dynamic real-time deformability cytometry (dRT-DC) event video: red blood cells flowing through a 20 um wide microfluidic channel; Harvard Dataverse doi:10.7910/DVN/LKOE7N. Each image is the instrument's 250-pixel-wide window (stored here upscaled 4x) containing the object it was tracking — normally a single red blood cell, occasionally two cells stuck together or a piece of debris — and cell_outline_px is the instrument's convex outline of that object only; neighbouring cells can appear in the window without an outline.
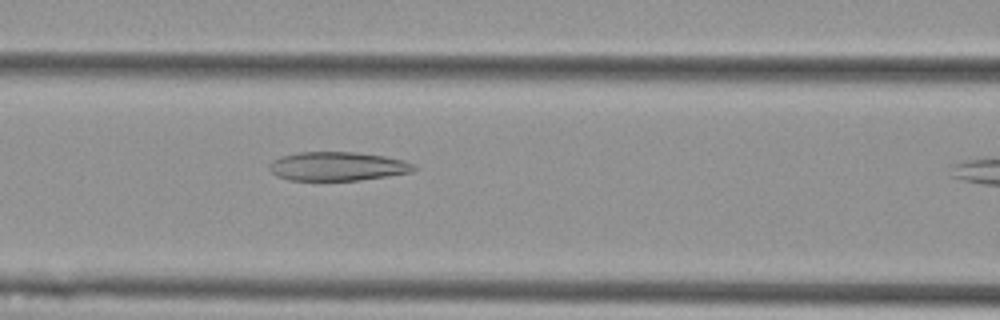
{"species": "Egyptian fruit bat (a non-hibernating species)", "species_latin": "Rousettus aegyptiacus", "temperature_condition": "cold", "stored_images_in_passage": 7, "camera_frame_rate_fps": 3000, "um_per_image_px": 0.085, "animal": {"sex": "female"}, "frame": {"image": 1, "passage_image": 6, "time_ms": 1.667, "image_size_px": [1000, 320], "cell_outline_px": [[420, 168], [412, 172], [360, 180], [288, 180], [276, 176], [268, 168], [268, 164], [272, 160], [280, 156], [296, 152], [356, 152], [384, 156], [404, 160], [416, 164]], "centroid_in_image_um": [28.69, 14.13], "position_along_channel_um": 137.9, "area_um2": 24.62}}